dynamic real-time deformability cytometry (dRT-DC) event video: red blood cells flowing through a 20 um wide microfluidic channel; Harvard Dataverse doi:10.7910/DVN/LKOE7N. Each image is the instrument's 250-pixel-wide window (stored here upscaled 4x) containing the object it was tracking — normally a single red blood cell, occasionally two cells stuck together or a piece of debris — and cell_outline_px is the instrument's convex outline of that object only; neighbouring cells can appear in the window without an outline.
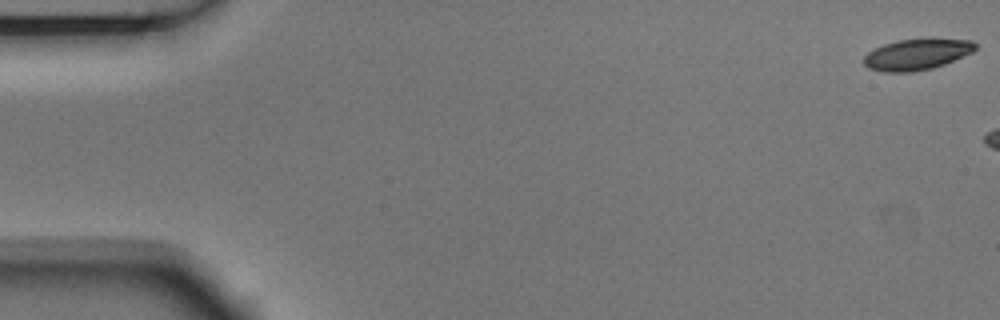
{"species": "Egyptian fruit bat (a non-hibernating species)", "species_latin": "Rousettus aegyptiacus", "temperature_condition": "room temperature", "stored_images_in_passage": 6, "camera_frame_rate_fps": 3000, "um_per_image_px": 0.085, "animal": {"sex": "male"}, "frame": {"image": 1, "passage_image": 1, "time_ms": 0.0, "image_size_px": [1000, 320], "cell_outline_px": [[976, 48], [972, 52], [944, 64], [932, 68], [912, 72], [884, 72], [868, 68], [864, 64], [864, 56], [868, 52], [884, 44], [896, 40], [972, 40], [976, 44]], "centroid_in_image_um": [77.89, 4.65], "position_along_channel_um": 7.1, "area_um2": 19.65}}